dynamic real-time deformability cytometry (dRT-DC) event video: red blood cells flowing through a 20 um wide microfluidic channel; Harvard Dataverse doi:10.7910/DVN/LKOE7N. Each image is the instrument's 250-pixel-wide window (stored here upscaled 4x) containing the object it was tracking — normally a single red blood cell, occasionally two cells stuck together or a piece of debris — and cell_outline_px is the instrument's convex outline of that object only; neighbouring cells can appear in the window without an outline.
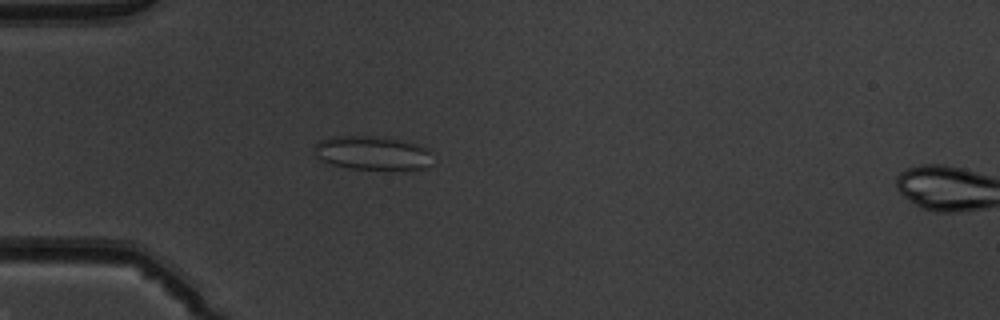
{"species": "common noctule bat (a hibernating species)", "species_latin": "Nyctalus noctula", "temperature_condition": "warm", "stored_images_in_passage": 48, "camera_frame_rate_fps": 3000, "um_per_image_px": 0.085, "animal": {"sex": "male", "body_mass_g": 19.5, "forearm_length_mm": 54.6}, "frame": {"image": 1, "passage_image": 12, "time_ms": 3.667, "image_size_px": [1000, 320], "cell_outline_px": [[432, 164], [428, 168], [404, 172], [348, 168], [332, 164], [320, 160], [316, 156], [316, 144], [320, 140], [332, 136], [368, 136], [396, 140], [416, 144], [428, 148]], "centroid_in_image_um": [31.72, 13.06], "position_along_channel_um": 53.3, "area_um2": 23.81}}
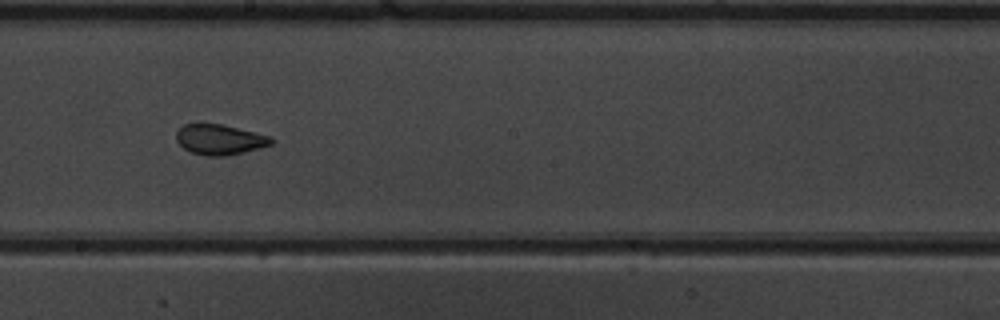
{"frame": {"image": 2, "passage_image": 26, "time_ms": 8.333, "image_size_px": [1000, 320], "cell_outline_px": [[276, 140], [272, 144], [260, 148], [244, 152], [224, 156], [204, 156], [192, 152], [184, 148], [176, 140], [176, 132], [184, 124], [220, 124], [272, 136]], "centroid_in_image_um": [18.71, 11.87], "position_along_channel_um": 229.5, "area_um2": 16.76}}
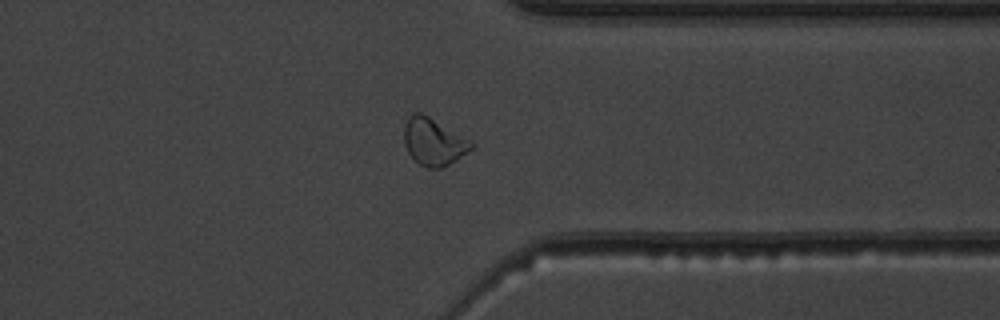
{"frame": {"image": 3, "passage_image": 37, "time_ms": 12.0, "image_size_px": [1000, 320], "cell_outline_px": [[476, 144], [472, 148], [456, 160], [440, 168], [428, 168], [420, 164], [408, 152], [404, 144], [404, 128], [408, 116], [416, 112], [420, 112], [428, 116], [472, 140]], "centroid_in_image_um": [36.87, 12.04], "position_along_channel_um": 374.5, "area_um2": 18.38}, "authors_computed_cell_mechanics": {"area_um2": 18.6983, "velocity_mm_per_s": 4.0091, "shape_relaxation_time_tau1_ms": null, "shape_relaxation_time_tau2_ms": 0.9877, "deformation_change_tau1": null, "deformation_change_tau2": 0.0703}}